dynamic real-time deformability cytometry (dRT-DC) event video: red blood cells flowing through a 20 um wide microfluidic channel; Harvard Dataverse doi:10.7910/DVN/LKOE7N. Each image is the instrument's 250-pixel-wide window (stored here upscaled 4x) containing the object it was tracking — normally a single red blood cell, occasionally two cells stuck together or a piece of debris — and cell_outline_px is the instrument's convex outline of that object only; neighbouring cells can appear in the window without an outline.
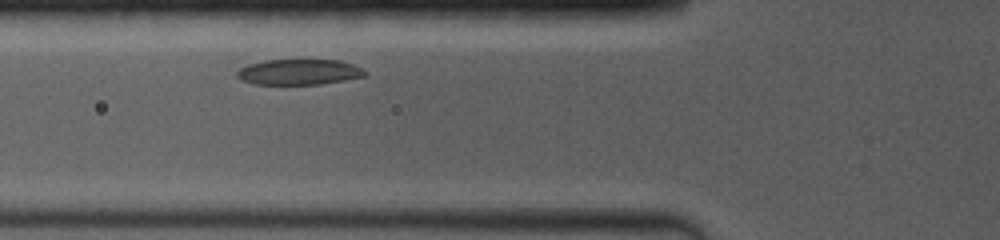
{"species": "common noctule bat (a hibernating species)", "species_latin": "Nyctalus noctula", "temperature_condition": "room temperature", "stored_images_in_passage": 9, "camera_frame_rate_fps": 4000, "um_per_image_px": 0.085, "animal": {"sex": "female", "body_mass_g": 19.0, "forearm_length_mm": 53.3}, "frame": {"image": 1, "passage_image": 2, "time_ms": 0.75, "image_size_px": [1000, 240], "cell_outline_px": [[368, 72], [364, 76], [344, 80], [320, 84], [252, 84], [240, 80], [236, 76], [236, 72], [240, 68], [248, 64], [264, 60], [300, 56], [340, 60], [352, 64]], "centroid_in_image_um": [25.38, 6.06], "position_along_channel_um": 100.4, "area_um2": 20.17}}
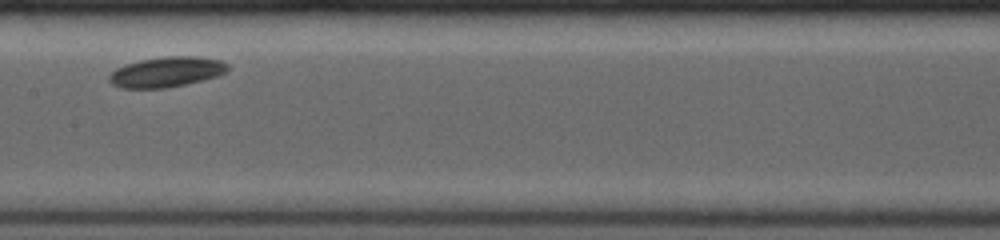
{"frame": {"image": 2, "passage_image": 6, "time_ms": 3.25, "image_size_px": [1000, 240], "cell_outline_px": [[228, 72], [204, 80], [164, 88], [120, 88], [112, 84], [108, 80], [108, 76], [116, 68], [124, 64], [140, 60], [164, 56], [200, 56], [220, 60], [228, 64]], "centroid_in_image_um": [14.15, 6.11], "position_along_channel_um": 193.3, "area_um2": 21.04}}
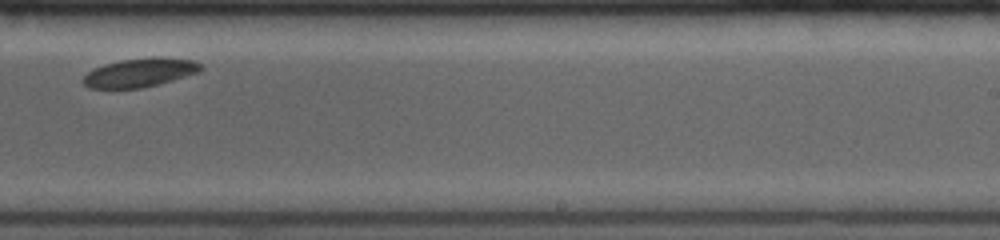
{"frame": {"image": 3, "passage_image": 8, "time_ms": 5.5, "image_size_px": [1000, 240], "cell_outline_px": [[204, 68], [200, 72], [172, 80], [140, 88], [88, 88], [80, 80], [92, 68], [104, 64], [120, 60], [156, 56], [160, 56], [196, 60], [204, 64]], "centroid_in_image_um": [11.92, 6.14], "position_along_channel_um": 277.1, "area_um2": 20.06}}